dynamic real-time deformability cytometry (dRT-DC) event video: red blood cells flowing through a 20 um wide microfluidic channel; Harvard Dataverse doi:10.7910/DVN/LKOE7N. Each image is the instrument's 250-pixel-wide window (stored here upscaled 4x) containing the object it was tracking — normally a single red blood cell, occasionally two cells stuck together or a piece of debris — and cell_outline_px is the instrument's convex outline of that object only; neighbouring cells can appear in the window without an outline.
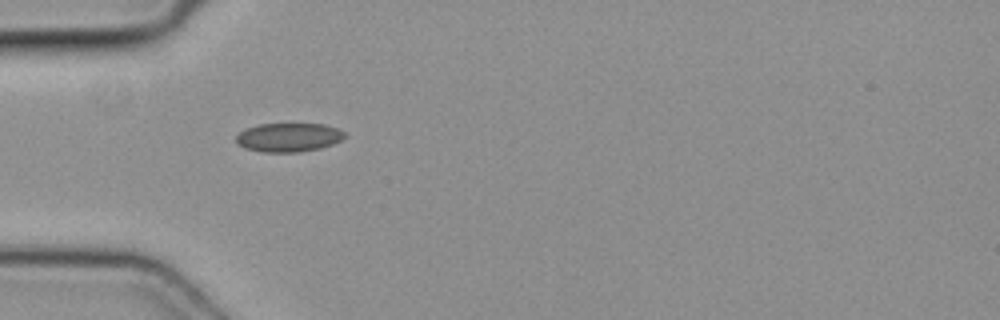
{"species": "common noctule bat (a hibernating species)", "species_latin": "Nyctalus noctula", "temperature_condition": "cold", "stored_images_in_passage": 2, "camera_frame_rate_fps": 3000, "um_per_image_px": 0.085, "animal": {"sex": "female", "body_mass_g": 19.3, "forearm_length_mm": 54.1}, "frame": {"image": 1, "passage_image": 1, "time_ms": 0.0, "image_size_px": [1000, 320], "cell_outline_px": [[348, 136], [332, 144], [320, 148], [300, 152], [264, 152], [244, 148], [236, 144], [236, 136], [240, 132], [248, 128], [260, 124], [324, 124], [340, 128]], "centroid_in_image_um": [24.56, 11.68], "position_along_channel_um": 60.4, "area_um2": 18.32}}